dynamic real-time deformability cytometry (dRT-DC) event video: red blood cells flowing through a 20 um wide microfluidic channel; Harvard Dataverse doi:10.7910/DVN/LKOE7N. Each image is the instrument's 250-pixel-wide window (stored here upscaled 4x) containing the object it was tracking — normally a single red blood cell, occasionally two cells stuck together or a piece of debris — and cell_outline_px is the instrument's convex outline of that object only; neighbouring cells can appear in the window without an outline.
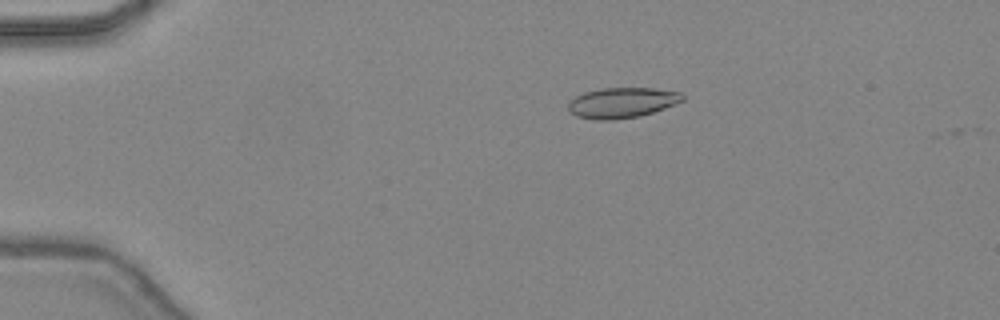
{"species": "common noctule bat (a hibernating species)", "species_latin": "Nyctalus noctula", "temperature_condition": "warm", "stored_images_in_passage": 43, "camera_frame_rate_fps": 3000, "um_per_image_px": 0.085, "animal": {"sex": "female", "body_mass_g": 24.6, "forearm_length_mm": 56.2}, "frame": {"image": 1, "passage_image": 6, "time_ms": 1.667, "image_size_px": [1000, 320], "cell_outline_px": [[684, 100], [676, 104], [640, 116], [616, 120], [596, 120], [576, 116], [568, 112], [568, 104], [576, 96], [584, 92], [600, 88], [652, 88], [680, 92], [684, 96]], "centroid_in_image_um": [52.85, 8.73], "position_along_channel_um": 32.1, "area_um2": 20.35}}
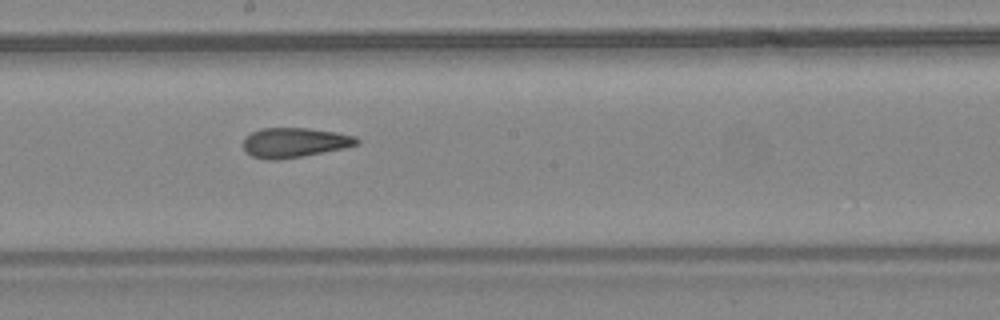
{"frame": {"image": 2, "passage_image": 23, "time_ms": 7.333, "image_size_px": [1000, 320], "cell_outline_px": [[360, 140], [356, 144], [344, 148], [304, 156], [280, 160], [268, 160], [252, 156], [244, 152], [244, 136], [260, 128], [308, 128], [336, 132], [356, 136]], "centroid_in_image_um": [25.0, 12.12], "position_along_channel_um": 223.2, "area_um2": 19.83}}
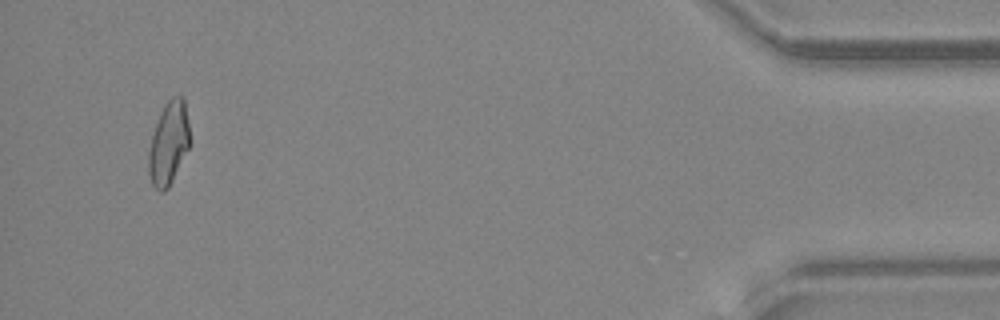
{"frame": {"image": 3, "passage_image": 41, "time_ms": 13.333, "image_size_px": [1000, 320], "cell_outline_px": [[192, 140], [168, 188], [164, 192], [160, 192], [152, 184], [148, 172], [148, 152], [152, 136], [160, 112], [164, 104], [172, 96], [184, 96]], "centroid_in_image_um": [14.35, 12.14], "position_along_channel_um": 420.8, "area_um2": 20.11}, "authors_computed_cell_mechanics": {"area_um2": 19.9988, "velocity_mm_per_s": 4.4965, "shape_relaxation_time_tau1_ms": 7.1803, "shape_relaxation_time_tau2_ms": 1.5422, "deformation_change_tau1": 0.2115, "deformation_change_tau2": 0.0975}}